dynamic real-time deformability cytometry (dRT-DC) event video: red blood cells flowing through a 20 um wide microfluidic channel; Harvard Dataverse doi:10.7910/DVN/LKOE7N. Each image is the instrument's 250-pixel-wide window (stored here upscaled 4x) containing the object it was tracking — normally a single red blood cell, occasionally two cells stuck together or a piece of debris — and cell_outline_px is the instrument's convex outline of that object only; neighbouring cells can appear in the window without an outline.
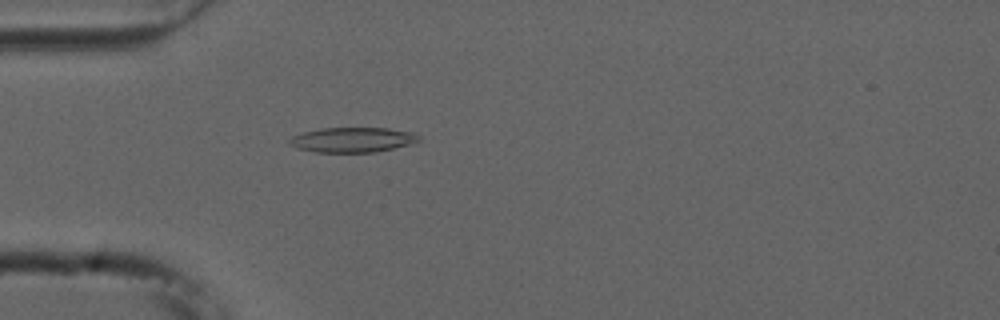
{"species": "common noctule bat (a hibernating species)", "species_latin": "Nyctalus noctula", "temperature_condition": "cold", "stored_images_in_passage": 54, "camera_frame_rate_fps": 3000, "um_per_image_px": 0.085, "animal": {"sex": "male", "forearm_length_mm": 52.5}, "frame": {"image": 1, "passage_image": 16, "time_ms": 5.0, "image_size_px": [1000, 320], "cell_outline_px": [[420, 140], [408, 144], [376, 152], [316, 152], [296, 148], [288, 144], [288, 140], [292, 136], [304, 132], [324, 128], [388, 128], [416, 132], [420, 136]], "centroid_in_image_um": [29.96, 11.88], "position_along_channel_um": 55.0, "area_um2": 18.79}}
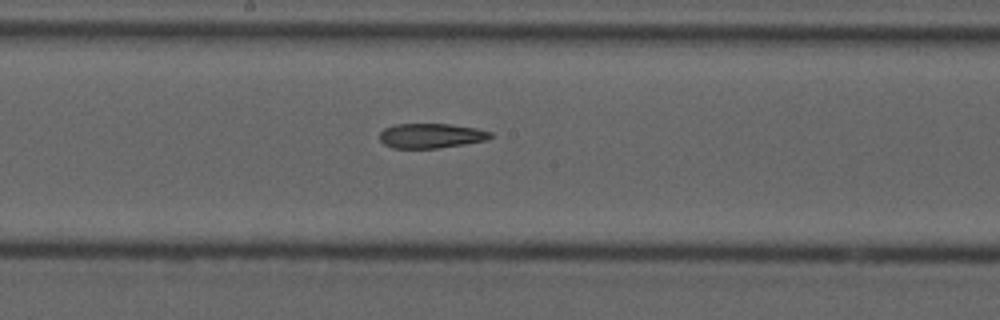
{"frame": {"image": 2, "passage_image": 29, "time_ms": 9.333, "image_size_px": [1000, 320], "cell_outline_px": [[492, 136], [488, 140], [440, 148], [392, 148], [384, 144], [380, 140], [380, 132], [384, 128], [396, 124], [448, 124], [476, 128], [492, 132]], "centroid_in_image_um": [36.64, 11.54], "position_along_channel_um": 211.6, "area_um2": 16.01}}
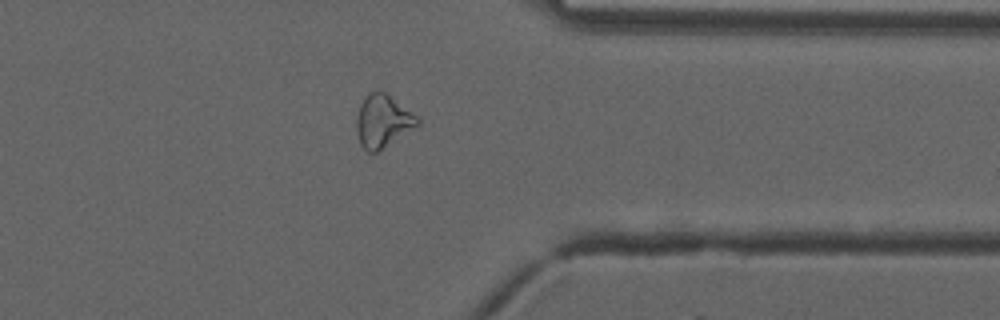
{"frame": {"image": 3, "passage_image": 43, "time_ms": 14.0, "image_size_px": [1000, 320], "cell_outline_px": [[420, 124], [376, 152], [368, 152], [360, 144], [356, 132], [356, 116], [360, 104], [364, 96], [368, 92], [384, 92], [420, 116]], "centroid_in_image_um": [32.53, 10.28], "position_along_channel_um": 378.9, "area_um2": 18.73}, "authors_computed_cell_mechanics": {"area_um2": 18.6983, "velocity_mm_per_s": 3.7581, "shape_relaxation_time_tau1_ms": null, "shape_relaxation_time_tau2_ms": 8.154, "deformation_change_tau1": null, "deformation_change_tau2": 0.2039}}